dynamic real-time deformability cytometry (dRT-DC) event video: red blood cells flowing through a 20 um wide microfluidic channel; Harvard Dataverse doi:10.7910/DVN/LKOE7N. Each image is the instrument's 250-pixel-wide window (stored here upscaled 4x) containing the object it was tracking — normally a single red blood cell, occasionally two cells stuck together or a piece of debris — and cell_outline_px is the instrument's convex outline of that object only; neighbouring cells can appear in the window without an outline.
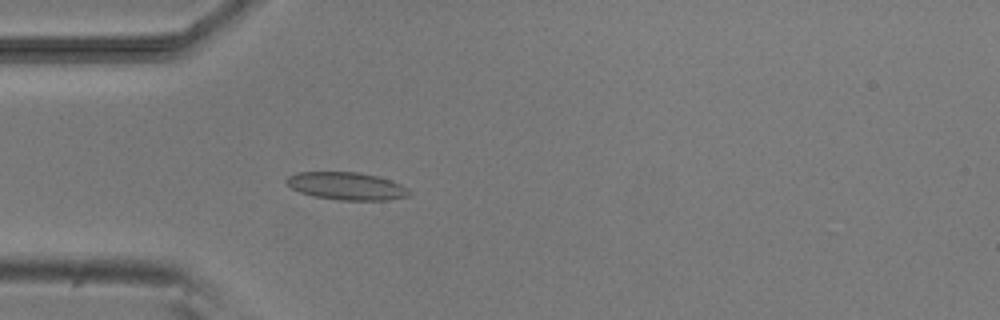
{"species": "common noctule bat (a hibernating species)", "species_latin": "Nyctalus noctula", "temperature_condition": "room temperature", "stored_images_in_passage": 36, "camera_frame_rate_fps": 3000, "um_per_image_px": 0.085, "animal": {"sex": "male", "body_mass_g": 20.5, "forearm_length_mm": 52.5}, "frame": {"image": 1, "passage_image": 1, "time_ms": 0.0, "image_size_px": [1000, 320], "cell_outline_px": [[412, 192], [408, 196], [388, 200], [340, 200], [312, 196], [300, 192], [292, 188], [284, 180], [288, 176], [296, 172], [360, 172], [376, 176], [400, 184], [408, 188]], "centroid_in_image_um": [29.45, 15.81], "position_along_channel_um": 55.6, "area_um2": 19.77}}
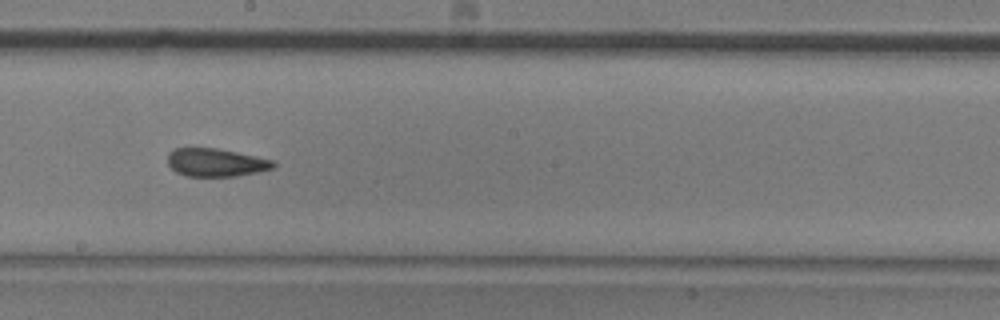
{"frame": {"image": 2, "passage_image": 15, "time_ms": 4.667, "image_size_px": [1000, 320], "cell_outline_px": [[276, 168], [260, 172], [236, 176], [184, 176], [176, 172], [168, 164], [168, 152], [176, 148], [216, 148], [276, 160]], "centroid_in_image_um": [18.4, 13.82], "position_along_channel_um": 229.8, "area_um2": 17.51}}
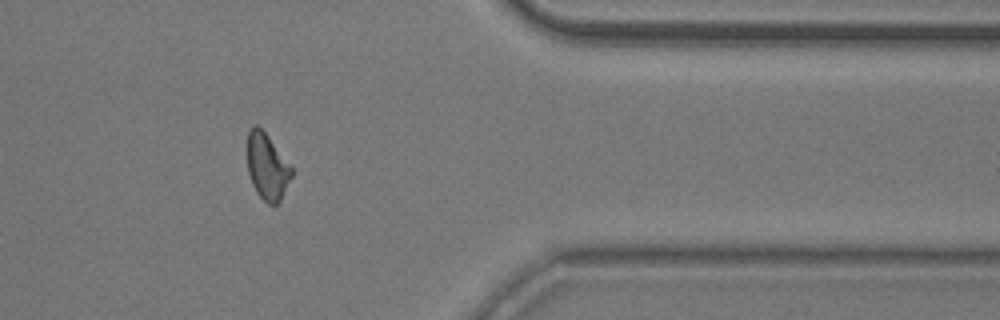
{"frame": {"image": 3, "passage_image": 29, "time_ms": 9.333, "image_size_px": [1000, 320], "cell_outline_px": [[292, 176], [280, 200], [276, 204], [268, 204], [256, 192], [252, 184], [248, 172], [248, 132], [256, 124], [264, 132], [292, 168]], "centroid_in_image_um": [22.7, 14.2], "position_along_channel_um": 388.7, "area_um2": 16.53}}